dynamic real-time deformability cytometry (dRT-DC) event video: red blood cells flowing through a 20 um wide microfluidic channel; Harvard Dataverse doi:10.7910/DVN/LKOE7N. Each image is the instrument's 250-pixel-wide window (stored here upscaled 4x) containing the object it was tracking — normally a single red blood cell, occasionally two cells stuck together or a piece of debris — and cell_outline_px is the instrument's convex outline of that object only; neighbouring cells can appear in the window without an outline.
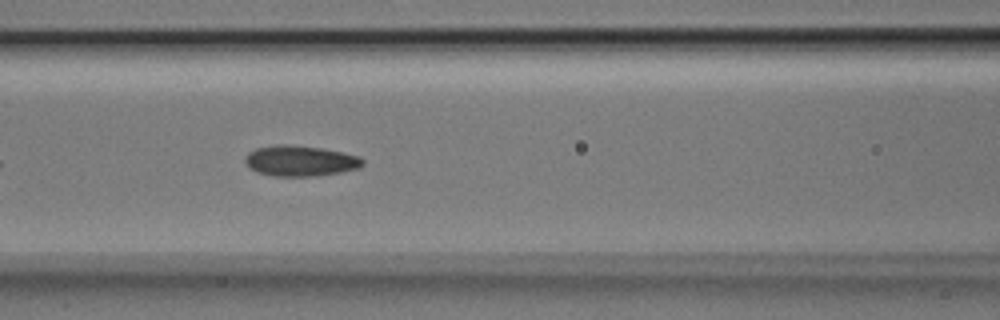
{"species": "Egyptian fruit bat (a non-hibernating species)", "species_latin": "Rousettus aegyptiacus", "temperature_condition": "room temperature", "stored_images_in_passage": 20, "camera_frame_rate_fps": 3000, "um_per_image_px": 0.085, "animal": {"sex": "male"}, "frame": {"image": 1, "passage_image": 9, "time_ms": 2.667, "image_size_px": [1000, 320], "cell_outline_px": [[364, 164], [360, 168], [340, 172], [316, 176], [272, 176], [256, 172], [248, 168], [244, 164], [244, 156], [248, 152], [256, 148], [276, 144], [288, 144], [320, 148], [360, 156], [364, 160]], "centroid_in_image_um": [25.47, 13.68], "position_along_channel_um": 141.1, "area_um2": 21.27}}
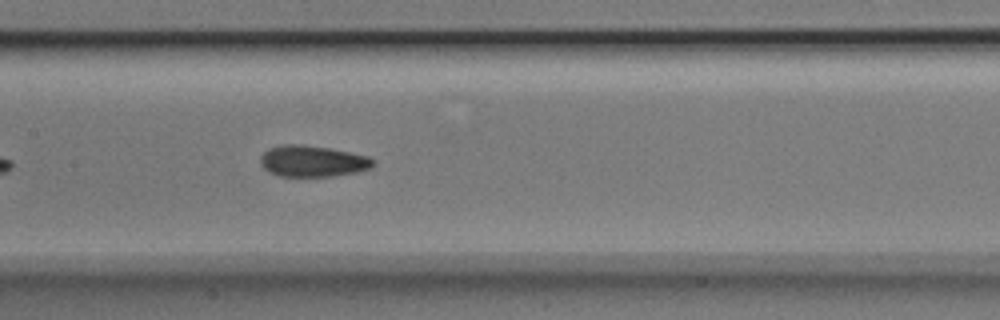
{"frame": {"image": 2, "passage_image": 12, "time_ms": 3.667, "image_size_px": [1000, 320], "cell_outline_px": [[376, 164], [372, 168], [356, 172], [332, 176], [280, 176], [268, 172], [260, 164], [260, 156], [268, 148], [284, 144], [300, 144], [328, 148], [368, 156], [376, 160]], "centroid_in_image_um": [26.57, 13.7], "position_along_channel_um": 180.8, "area_um2": 20.63}}
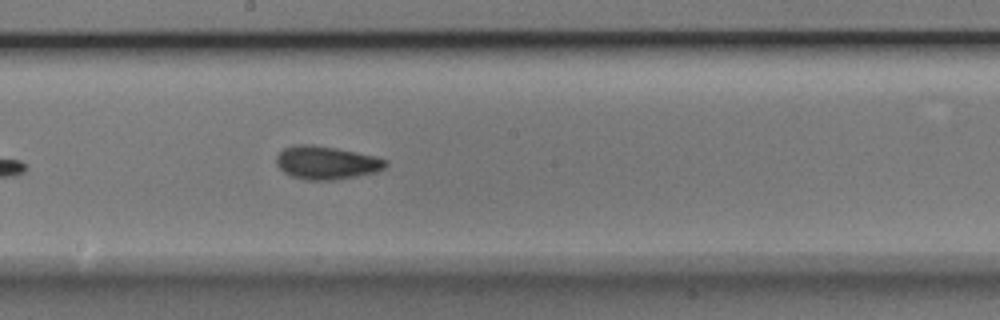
{"frame": {"image": 3, "passage_image": 15, "time_ms": 4.667, "image_size_px": [1000, 320], "cell_outline_px": [[388, 164], [384, 168], [376, 172], [336, 180], [304, 180], [292, 176], [284, 172], [276, 164], [276, 156], [284, 148], [296, 144], [312, 144], [336, 148], [376, 156], [388, 160]], "centroid_in_image_um": [27.75, 13.83], "position_along_channel_um": 220.5, "area_um2": 21.27}}